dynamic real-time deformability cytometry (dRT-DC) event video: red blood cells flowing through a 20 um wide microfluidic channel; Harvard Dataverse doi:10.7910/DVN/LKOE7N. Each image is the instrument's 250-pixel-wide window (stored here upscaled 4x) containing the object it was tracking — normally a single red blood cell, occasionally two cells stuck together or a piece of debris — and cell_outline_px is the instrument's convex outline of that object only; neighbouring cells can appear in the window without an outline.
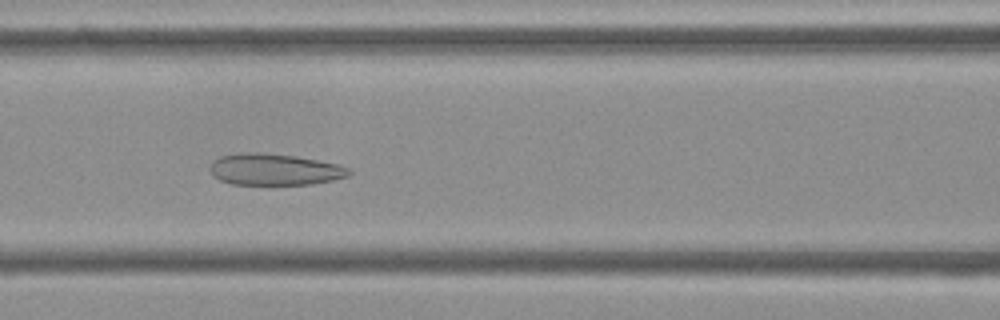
{"species": "Egyptian fruit bat (a non-hibernating species)", "species_latin": "Rousettus aegyptiacus", "temperature_condition": "cold", "stored_images_in_passage": 55, "camera_frame_rate_fps": 3000, "um_per_image_px": 0.085, "frame": {"image": 1, "passage_image": 23, "time_ms": 7.333, "image_size_px": [1000, 320], "cell_outline_px": [[352, 172], [348, 176], [332, 180], [312, 184], [232, 184], [220, 180], [212, 176], [208, 168], [220, 156], [240, 152], [256, 152], [296, 156], [340, 164], [352, 168]], "centroid_in_image_um": [23.36, 14.4], "position_along_channel_um": 143.2, "area_um2": 25.66}}
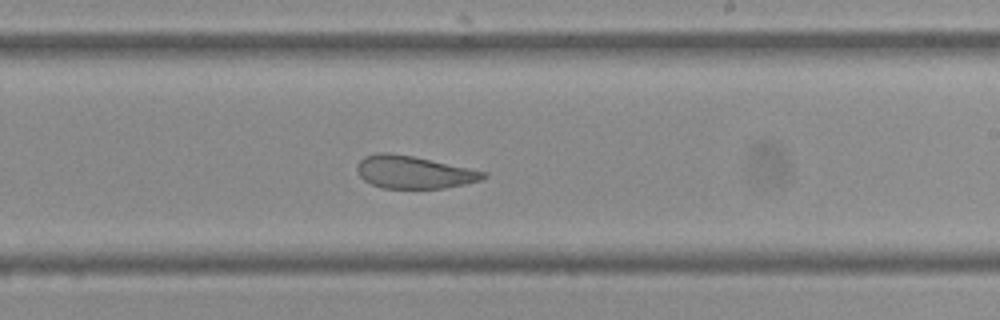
{"frame": {"image": 2, "passage_image": 32, "time_ms": 10.333, "image_size_px": [1000, 320], "cell_outline_px": [[488, 176], [480, 180], [464, 184], [444, 188], [384, 188], [372, 184], [364, 180], [356, 172], [356, 164], [364, 156], [376, 152], [388, 152], [412, 156], [488, 172]], "centroid_in_image_um": [35.14, 14.62], "position_along_channel_um": 253.9, "area_um2": 23.99}}
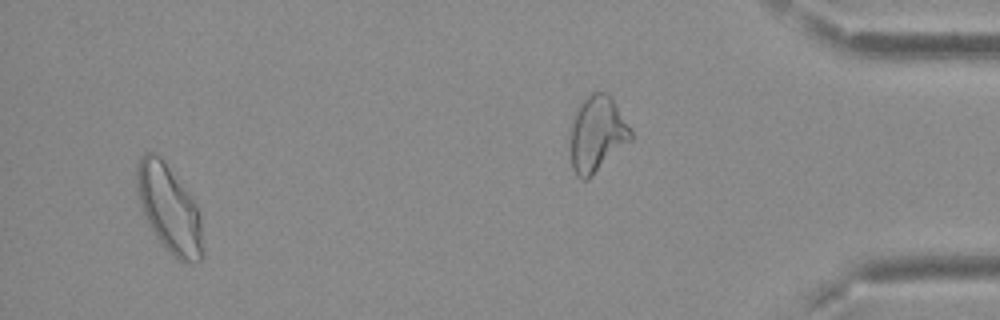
{"frame": {"image": 3, "passage_image": 52, "time_ms": 17.0, "image_size_px": [1000, 320], "cell_outline_px": [[204, 256], [200, 260], [180, 260], [168, 252], [160, 244], [144, 216], [136, 184], [136, 164], [144, 152], [156, 152], [164, 160], [192, 196], [200, 212], [204, 252]], "centroid_in_image_um": [14.39, 17.72], "position_along_channel_um": 420.8, "area_um2": 33.87}, "authors_computed_cell_mechanics": {"area_um2": 28.6688, "velocity_mm_per_s": 3.6879, "shape_relaxation_time_tau1_ms": null, "shape_relaxation_time_tau2_ms": 1.3889, "deformation_change_tau1": null, "deformation_change_tau2": 0.0875}}